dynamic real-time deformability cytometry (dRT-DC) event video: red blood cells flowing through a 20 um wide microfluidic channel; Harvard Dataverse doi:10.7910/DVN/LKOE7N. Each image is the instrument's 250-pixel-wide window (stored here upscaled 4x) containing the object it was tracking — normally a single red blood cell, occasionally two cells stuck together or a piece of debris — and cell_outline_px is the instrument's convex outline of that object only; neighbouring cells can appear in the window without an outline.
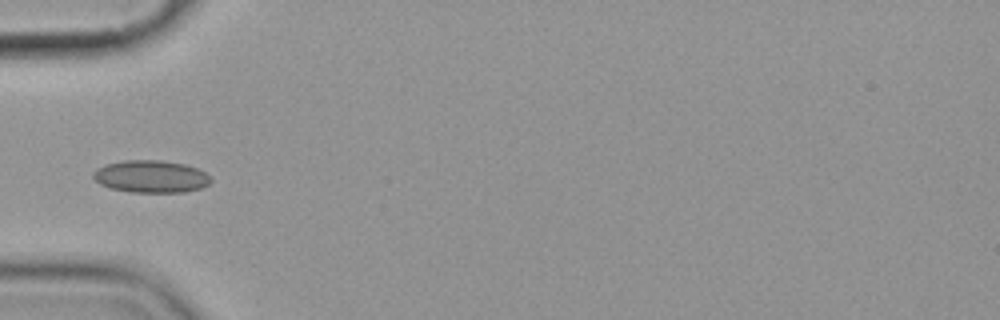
{"species": "common noctule bat (a hibernating species)", "species_latin": "Nyctalus noctula", "temperature_condition": "cold", "stored_images_in_passage": 9, "camera_frame_rate_fps": 3000, "um_per_image_px": 0.085, "animal": {"sex": "female", "body_mass_g": 19.9}, "frame": {"image": 1, "passage_image": 6, "time_ms": 6.0, "image_size_px": [1000, 320], "cell_outline_px": [[212, 180], [208, 184], [200, 188], [184, 192], [132, 192], [108, 188], [100, 184], [92, 176], [92, 172], [96, 168], [108, 164], [124, 160], [160, 160], [184, 164], [196, 168], [212, 176]], "centroid_in_image_um": [12.82, 15.0], "position_along_channel_um": 72.2, "area_um2": 22.2}}
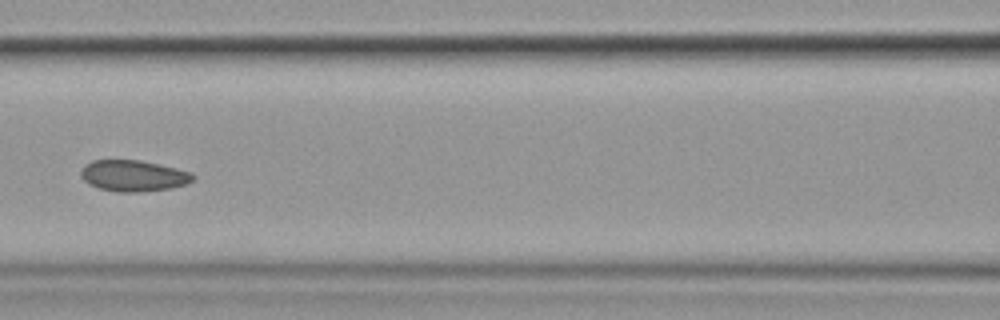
{"frame": {"image": 2, "passage_image": 8, "time_ms": 8.333, "image_size_px": [1000, 320], "cell_outline_px": [[196, 176], [192, 180], [184, 184], [172, 188], [136, 192], [116, 192], [100, 188], [88, 184], [80, 176], [80, 172], [84, 164], [92, 160], [140, 160], [176, 168], [192, 172]], "centroid_in_image_um": [11.31, 14.93], "position_along_channel_um": 155.3, "area_um2": 20.4}}
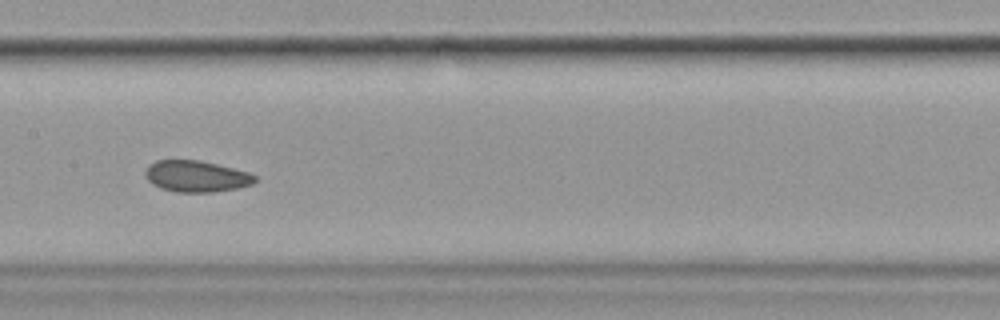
{"frame": {"image": 3, "passage_image": 9, "time_ms": 9.333, "image_size_px": [1000, 320], "cell_outline_px": [[256, 180], [252, 184], [236, 188], [212, 192], [176, 192], [160, 188], [152, 184], [144, 176], [144, 172], [148, 164], [156, 160], [200, 160], [248, 172], [256, 176]], "centroid_in_image_um": [16.63, 14.98], "position_along_channel_um": 190.8, "area_um2": 20.06}}